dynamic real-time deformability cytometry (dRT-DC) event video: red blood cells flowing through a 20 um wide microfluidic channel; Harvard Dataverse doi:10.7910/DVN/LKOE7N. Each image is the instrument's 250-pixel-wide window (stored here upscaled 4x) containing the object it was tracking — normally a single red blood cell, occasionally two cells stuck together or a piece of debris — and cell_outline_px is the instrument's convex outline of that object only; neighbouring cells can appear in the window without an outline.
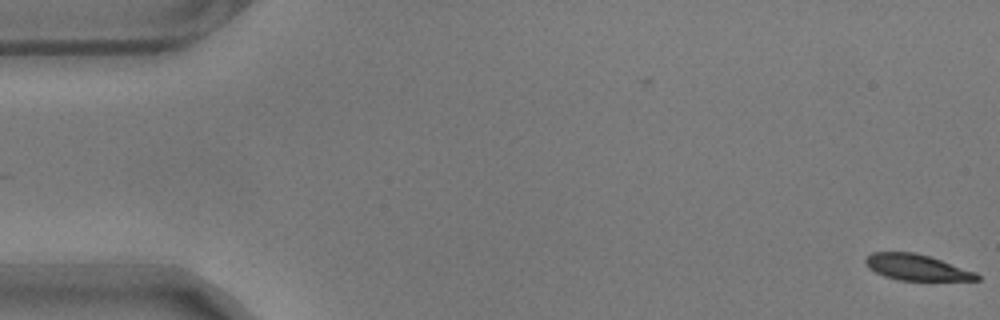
{"species": "common noctule bat (a hibernating species)", "species_latin": "Nyctalus noctula", "temperature_condition": "warm", "stored_images_in_passage": 14, "camera_frame_rate_fps": 3000, "um_per_image_px": 0.085, "animal": {"sex": "male", "body_mass_g": 17.9}, "frame": {"image": 1, "passage_image": 1, "time_ms": 0.0, "image_size_px": [1000, 320], "cell_outline_px": [[980, 280], [900, 280], [884, 276], [868, 268], [864, 264], [864, 260], [872, 252], [916, 252], [976, 272], [980, 276]], "centroid_in_image_um": [77.88, 22.72], "position_along_channel_um": 7.1, "area_um2": 16.7}}